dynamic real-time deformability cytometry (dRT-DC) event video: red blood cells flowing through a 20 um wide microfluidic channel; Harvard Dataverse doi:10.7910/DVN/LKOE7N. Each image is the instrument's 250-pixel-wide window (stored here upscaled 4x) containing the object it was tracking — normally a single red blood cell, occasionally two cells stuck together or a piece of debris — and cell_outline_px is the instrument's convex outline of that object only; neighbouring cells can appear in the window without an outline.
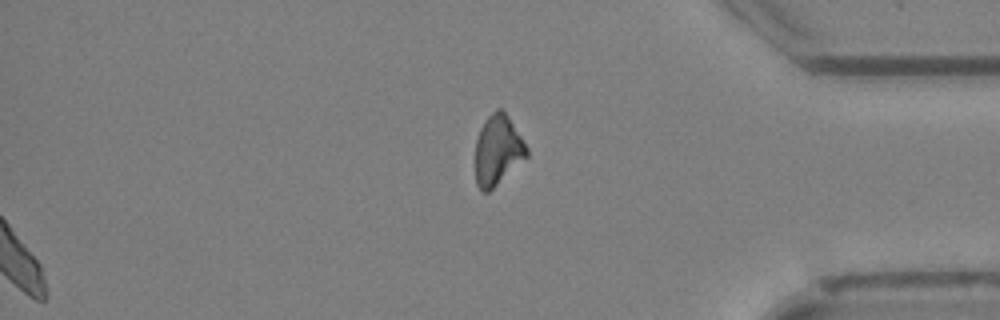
{"species": "Egyptian fruit bat (a non-hibernating species)", "species_latin": "Rousettus aegyptiacus", "temperature_condition": "cold", "stored_images_in_passage": 48, "segment_of_instrument_passage": [2, 2], "camera_frame_rate_fps": 3000, "um_per_image_px": 0.085, "animal": {"sex": "female"}, "frame": {"image": 1, "passage_image": 48, "time_ms": 15.667, "image_size_px": [1000, 320], "cell_outline_px": [[528, 156], [488, 192], [484, 192], [476, 184], [476, 140], [480, 128], [484, 120], [496, 108], [500, 108], [508, 116], [528, 148]], "centroid_in_image_um": [42.3, 12.75], "position_along_channel_um": 392.9, "area_um2": 20.69}}